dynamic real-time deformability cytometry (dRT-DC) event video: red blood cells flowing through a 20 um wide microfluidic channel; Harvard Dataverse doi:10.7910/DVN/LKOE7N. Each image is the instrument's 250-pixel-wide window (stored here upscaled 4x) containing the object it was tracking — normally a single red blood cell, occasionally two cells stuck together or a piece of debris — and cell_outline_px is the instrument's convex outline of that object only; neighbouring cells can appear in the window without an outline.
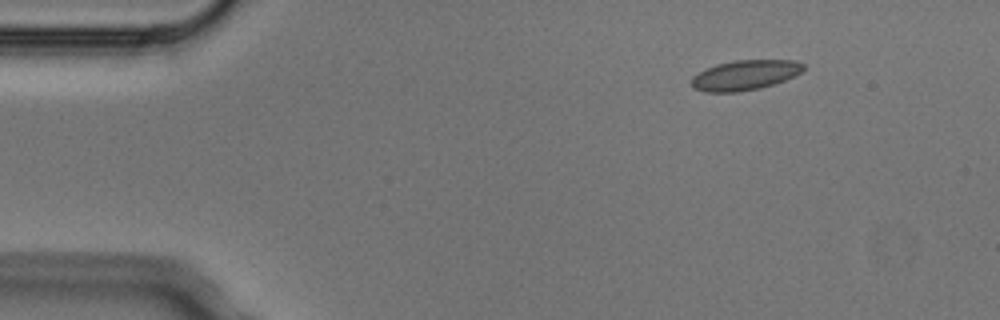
{"species": "Egyptian fruit bat (a non-hibernating species)", "species_latin": "Rousettus aegyptiacus", "temperature_condition": "cold", "stored_images_in_passage": 4, "camera_frame_rate_fps": 3000, "um_per_image_px": 0.085, "animal": {"sex": "male"}, "frame": {"image": 1, "passage_image": 2, "time_ms": 0.333, "image_size_px": [1000, 320], "cell_outline_px": [[804, 68], [800, 72], [784, 80], [760, 88], [740, 92], [704, 92], [692, 88], [692, 76], [704, 68], [716, 64], [736, 60], [796, 60], [804, 64]], "centroid_in_image_um": [63.27, 6.38], "position_along_channel_um": 21.7, "area_um2": 19.59}}